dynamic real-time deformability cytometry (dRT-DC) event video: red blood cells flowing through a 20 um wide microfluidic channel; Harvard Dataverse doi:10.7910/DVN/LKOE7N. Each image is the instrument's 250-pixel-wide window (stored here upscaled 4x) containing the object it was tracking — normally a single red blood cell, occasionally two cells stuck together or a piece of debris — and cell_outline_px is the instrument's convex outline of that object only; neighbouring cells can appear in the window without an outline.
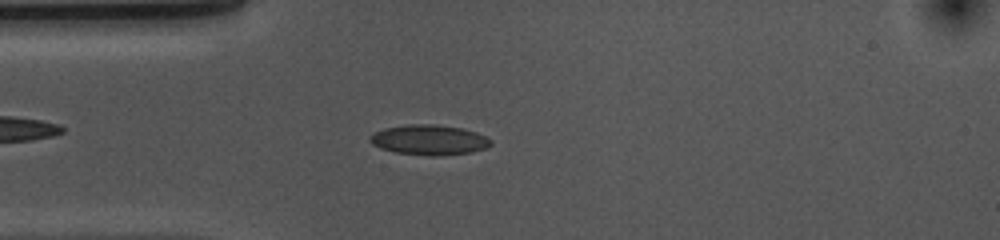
{"species": "common noctule bat (a hibernating species)", "species_latin": "Nyctalus noctula", "temperature_condition": "cold", "stored_images_in_passage": 52, "camera_frame_rate_fps": 3000, "um_per_image_px": 0.085, "animal": {"sex": "female", "body_mass_g": 10.0, "forearm_length_mm": 53.1}, "frame": {"image": 1, "passage_image": 12, "time_ms": 3.667, "image_size_px": [1000, 240], "cell_outline_px": [[492, 144], [488, 148], [472, 152], [440, 156], [428, 156], [396, 152], [380, 148], [372, 144], [368, 140], [368, 136], [384, 128], [408, 124], [432, 124], [460, 128], [476, 132], [488, 136], [492, 140]], "centroid_in_image_um": [36.5, 11.9], "position_along_channel_um": 48.5, "area_um2": 21.44}}
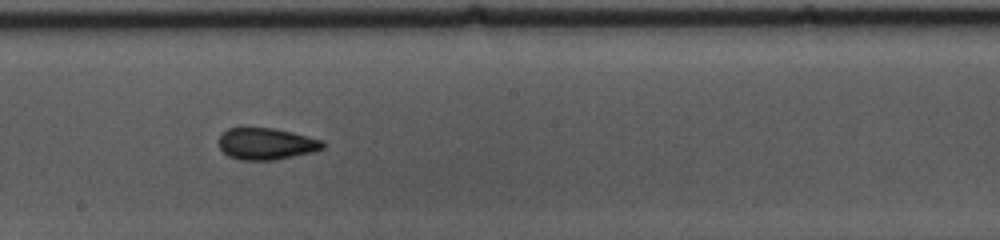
{"frame": {"image": 2, "passage_image": 27, "time_ms": 8.667, "image_size_px": [1000, 240], "cell_outline_px": [[324, 148], [316, 152], [272, 160], [240, 160], [228, 156], [220, 148], [216, 140], [228, 128], [244, 124], [276, 128], [324, 140]], "centroid_in_image_um": [22.6, 12.17], "position_along_channel_um": 225.6, "area_um2": 20.11}}
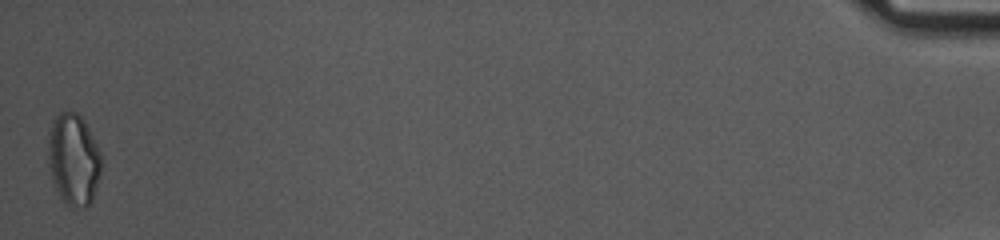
{"frame": {"image": 3, "passage_image": 52, "time_ms": 17.0, "image_size_px": [1000, 240], "cell_outline_px": [[100, 172], [96, 188], [92, 200], [84, 208], [72, 208], [60, 196], [52, 180], [48, 164], [48, 132], [56, 116], [60, 112], [76, 112], [84, 120], [100, 152]], "centroid_in_image_um": [6.23, 13.56], "position_along_channel_um": 429.0, "area_um2": 28.15}, "authors_computed_cell_mechanics": {"area_um2": 19.8543, "velocity_mm_per_s": 3.6656, "shape_relaxation_time_tau1_ms": 3.9585, "shape_relaxation_time_tau2_ms": 3.0672, "deformation_change_tau1": 0.0976, "deformation_change_tau2": 0.0679}}